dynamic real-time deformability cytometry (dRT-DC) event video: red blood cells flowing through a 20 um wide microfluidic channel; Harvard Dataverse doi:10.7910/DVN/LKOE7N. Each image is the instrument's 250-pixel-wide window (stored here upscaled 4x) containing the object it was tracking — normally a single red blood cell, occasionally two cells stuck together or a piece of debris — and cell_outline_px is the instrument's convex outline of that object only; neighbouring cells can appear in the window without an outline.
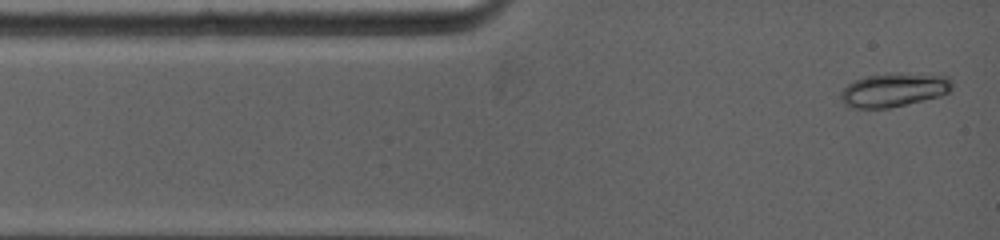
{"species": "common noctule bat (a hibernating species)", "species_latin": "Nyctalus noctula", "temperature_condition": "warm", "stored_images_in_passage": 6, "camera_frame_rate_fps": 5000, "um_per_image_px": 0.085, "animal": {"sex": "female", "body_mass_g": 19.0, "forearm_length_mm": 53.3}, "frame": {"image": 1, "passage_image": 1, "time_ms": 0.0, "image_size_px": [1000, 240], "cell_outline_px": [[952, 88], [948, 92], [940, 96], [888, 108], [848, 108], [844, 104], [840, 96], [840, 92], [848, 84], [856, 80], [868, 76], [896, 72], [900, 72], [948, 76], [952, 84]], "centroid_in_image_um": [75.97, 7.64], "position_along_channel_um": 9.0, "area_um2": 21.91}}
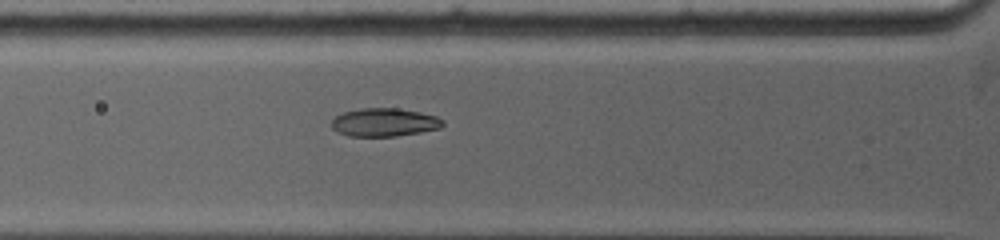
{"frame": {"image": 2, "passage_image": 6, "time_ms": 3.2, "image_size_px": [1000, 240], "cell_outline_px": [[444, 124], [440, 128], [420, 132], [396, 136], [348, 136], [336, 132], [332, 128], [332, 120], [336, 116], [344, 112], [360, 108], [396, 108], [420, 112], [436, 116], [444, 120]], "centroid_in_image_um": [32.66, 10.4], "position_along_channel_um": 93.1, "area_um2": 18.32}}